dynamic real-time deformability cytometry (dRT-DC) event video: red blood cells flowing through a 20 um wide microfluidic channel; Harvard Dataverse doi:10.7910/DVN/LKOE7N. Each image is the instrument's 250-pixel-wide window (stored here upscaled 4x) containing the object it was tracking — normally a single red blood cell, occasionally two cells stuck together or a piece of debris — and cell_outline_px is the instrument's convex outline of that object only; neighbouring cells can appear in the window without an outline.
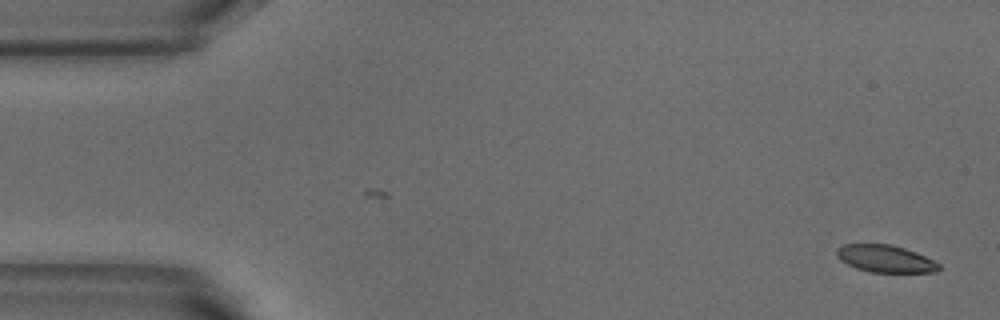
{"species": "common noctule bat (a hibernating species)", "species_latin": "Nyctalus noctula", "temperature_condition": "warm", "stored_images_in_passage": 2, "camera_frame_rate_fps": 3000, "um_per_image_px": 0.085, "animal": {"sex": "male", "body_mass_g": 18.8}, "frame": {"image": 1, "passage_image": 2, "time_ms": 0.333, "image_size_px": [1000, 320], "cell_outline_px": [[940, 268], [936, 272], [872, 272], [856, 268], [840, 260], [836, 256], [836, 248], [844, 244], [892, 244], [916, 252], [940, 264]], "centroid_in_image_um": [75.23, 21.98], "position_along_channel_um": 9.8, "area_um2": 16.18}}